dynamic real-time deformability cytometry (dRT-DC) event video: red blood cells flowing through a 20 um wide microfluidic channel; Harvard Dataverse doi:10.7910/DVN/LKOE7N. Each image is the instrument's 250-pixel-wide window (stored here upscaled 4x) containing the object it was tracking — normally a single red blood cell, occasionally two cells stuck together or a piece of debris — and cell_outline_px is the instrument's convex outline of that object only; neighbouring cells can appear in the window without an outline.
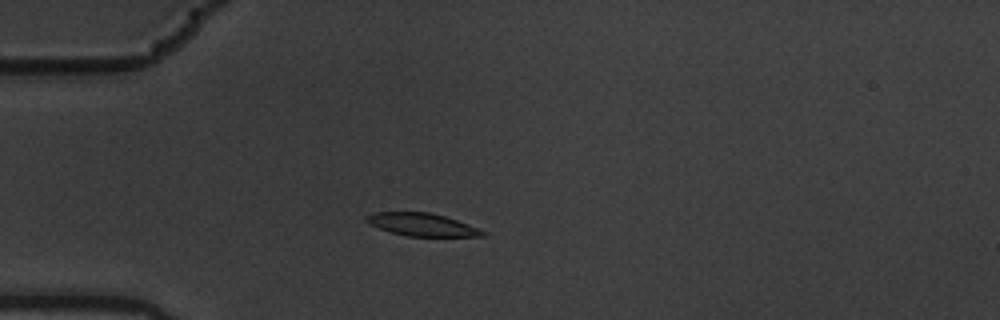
{"species": "common noctule bat (a hibernating species)", "species_latin": "Nyctalus noctula", "temperature_condition": "warm", "stored_images_in_passage": 8, "camera_frame_rate_fps": 3000, "um_per_image_px": 0.085, "animal": {"sex": "male", "body_mass_g": 19.5, "forearm_length_mm": 54.6}, "frame": {"image": 1, "passage_image": 4, "time_ms": 1.0, "image_size_px": [1000, 320], "cell_outline_px": [[488, 232], [484, 236], [408, 236], [392, 232], [368, 224], [364, 220], [364, 216], [372, 212], [432, 212], [480, 228]], "centroid_in_image_um": [35.85, 19.08], "position_along_channel_um": 49.1, "area_um2": 15.49}}
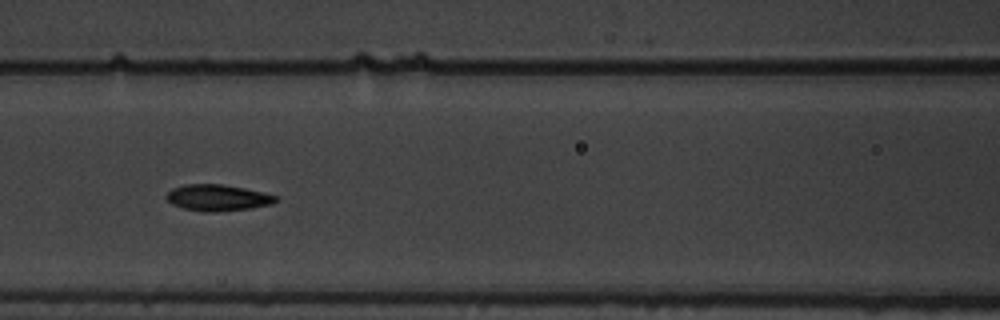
{"frame": {"image": 2, "passage_image": 7, "time_ms": 2.0, "image_size_px": [1000, 320], "cell_outline_px": [[280, 200], [272, 204], [252, 208], [216, 212], [204, 212], [184, 208], [172, 204], [164, 196], [172, 188], [184, 184], [220, 184], [244, 188], [264, 192], [276, 196]], "centroid_in_image_um": [18.51, 16.81], "position_along_channel_um": 148.1, "area_um2": 16.88}}
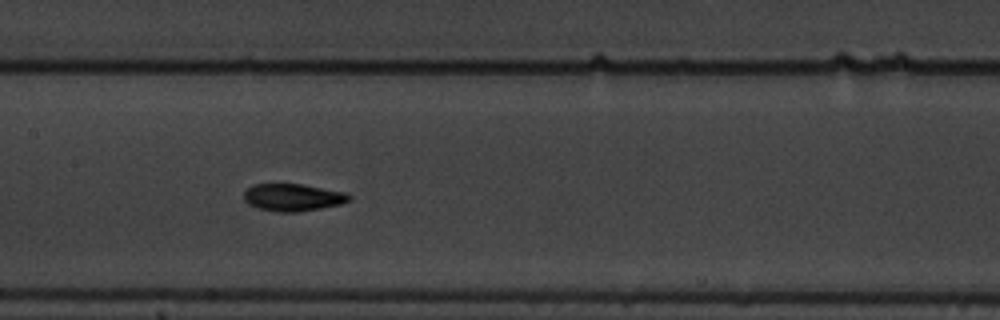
{"frame": {"image": 3, "passage_image": 8, "time_ms": 2.333, "image_size_px": [1000, 320], "cell_outline_px": [[352, 200], [340, 204], [320, 208], [296, 212], [276, 212], [256, 208], [248, 204], [244, 200], [244, 192], [252, 184], [300, 184], [344, 192], [352, 196]], "centroid_in_image_um": [24.87, 16.78], "position_along_channel_um": 182.5, "area_um2": 16.76}}